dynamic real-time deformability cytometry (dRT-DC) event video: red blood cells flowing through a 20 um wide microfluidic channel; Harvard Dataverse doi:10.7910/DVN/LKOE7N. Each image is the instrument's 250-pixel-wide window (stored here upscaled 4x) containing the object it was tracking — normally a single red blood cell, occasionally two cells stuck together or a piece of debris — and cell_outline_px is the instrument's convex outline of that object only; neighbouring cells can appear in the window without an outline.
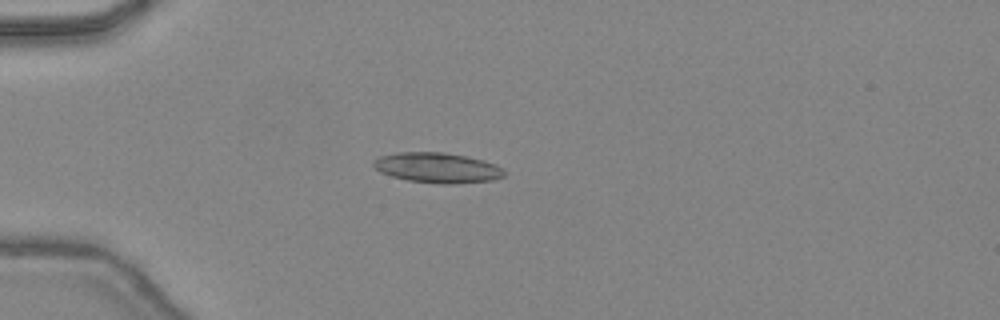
{"species": "common noctule bat (a hibernating species)", "species_latin": "Nyctalus noctula", "temperature_condition": "warm", "stored_images_in_passage": 39, "camera_frame_rate_fps": 3000, "um_per_image_px": 0.085, "animal": {"sex": "female", "body_mass_g": 24.6, "forearm_length_mm": 56.2}, "frame": {"image": 1, "passage_image": 10, "time_ms": 3.0, "image_size_px": [1000, 320], "cell_outline_px": [[504, 176], [492, 180], [452, 184], [440, 184], [408, 180], [392, 176], [380, 172], [372, 164], [372, 160], [380, 156], [396, 152], [444, 152], [484, 160], [496, 164], [504, 168]], "centroid_in_image_um": [37.17, 14.25], "position_along_channel_um": 47.8, "area_um2": 23.06}}
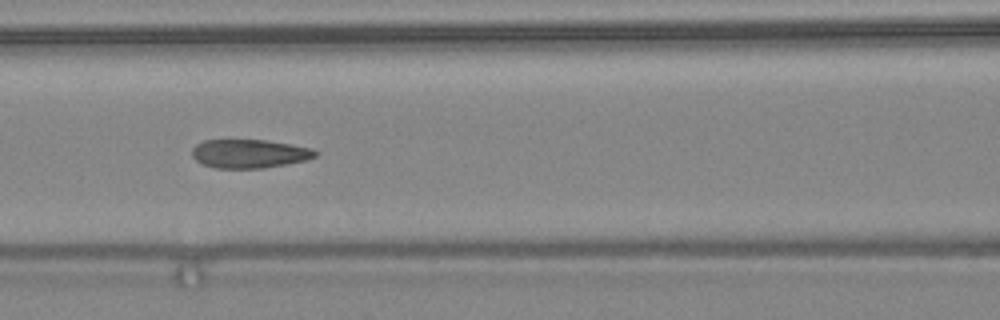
{"frame": {"image": 2, "passage_image": 18, "time_ms": 5.667, "image_size_px": [1000, 320], "cell_outline_px": [[320, 152], [316, 156], [304, 160], [264, 168], [216, 168], [204, 164], [196, 160], [192, 156], [192, 148], [196, 144], [204, 140], [268, 140], [312, 148]], "centroid_in_image_um": [21.19, 13.05], "position_along_channel_um": 145.4, "area_um2": 20.52}}
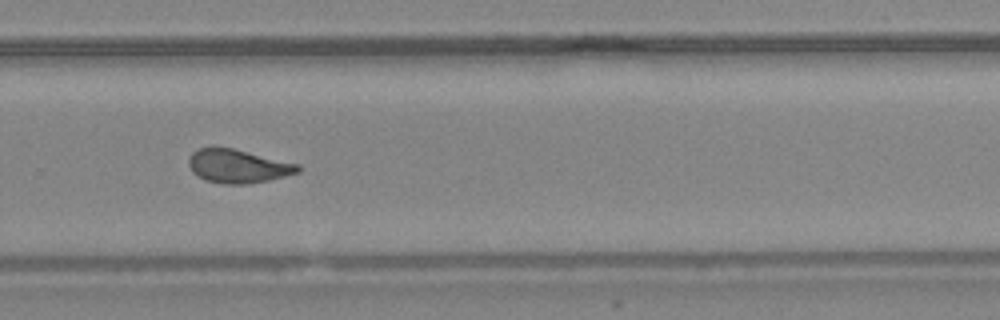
{"frame": {"image": 3, "passage_image": 29, "time_ms": 9.333, "image_size_px": [1000, 320], "cell_outline_px": [[300, 172], [268, 180], [248, 184], [224, 184], [204, 180], [192, 172], [188, 164], [188, 156], [192, 152], [200, 148], [212, 144], [232, 148], [300, 164]], "centroid_in_image_um": [20.17, 14.1], "position_along_channel_um": 309.6, "area_um2": 21.79}, "authors_computed_cell_mechanics": {"area_um2": 21.4438, "velocity_mm_per_s": 4.4959, "shape_relaxation_time_tau1_ms": null, "shape_relaxation_time_tau2_ms": 1.1395, "deformation_change_tau1": null, "deformation_change_tau2": 0.0757}}